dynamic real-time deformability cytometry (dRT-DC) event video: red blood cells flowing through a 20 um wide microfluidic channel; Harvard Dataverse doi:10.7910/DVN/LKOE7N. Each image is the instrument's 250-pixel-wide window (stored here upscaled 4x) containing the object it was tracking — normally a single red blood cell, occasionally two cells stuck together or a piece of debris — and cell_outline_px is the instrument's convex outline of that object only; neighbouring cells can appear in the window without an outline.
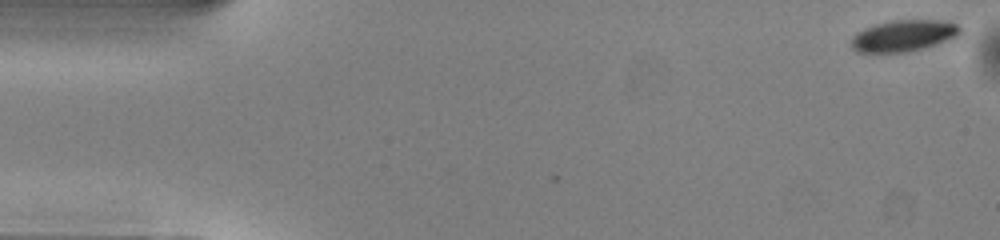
{"species": "common noctule bat (a hibernating species)", "species_latin": "Nyctalus noctula", "temperature_condition": "warm", "stored_images_in_passage": 6, "camera_frame_rate_fps": 3000, "um_per_image_px": 0.085, "animal": {"sex": "male", "body_mass_g": 13.0, "forearm_length_mm": 53.1}, "frame": {"image": 1, "passage_image": 1, "time_ms": 0.0, "image_size_px": [1000, 240], "cell_outline_px": [[964, 36], [924, 48], [908, 52], [856, 52], [852, 48], [852, 36], [856, 32], [864, 28], [876, 24], [892, 20], [936, 20], [956, 24], [964, 32]], "centroid_in_image_um": [76.86, 3.04], "position_along_channel_um": 8.1, "area_um2": 20.23}}